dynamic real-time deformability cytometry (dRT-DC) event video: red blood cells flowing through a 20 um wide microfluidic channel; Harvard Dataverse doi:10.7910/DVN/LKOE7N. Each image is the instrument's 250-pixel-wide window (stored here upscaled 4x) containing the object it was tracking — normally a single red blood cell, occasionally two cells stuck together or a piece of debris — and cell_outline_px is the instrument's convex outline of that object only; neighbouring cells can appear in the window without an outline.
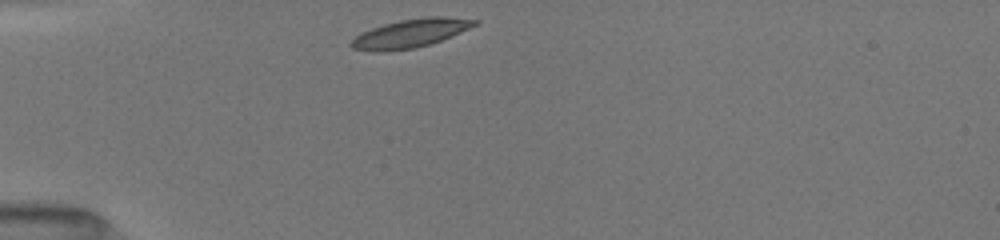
{"species": "common noctule bat (a hibernating species)", "species_latin": "Nyctalus noctula", "temperature_condition": "room temperature", "stored_images_in_passage": 38, "camera_frame_rate_fps": 3000, "um_per_image_px": 0.085, "animal": {"sex": "female", "body_mass_g": 19.5, "forearm_length_mm": 54.1}, "frame": {"image": 1, "passage_image": 1, "time_ms": 0.0, "image_size_px": [1000, 240], "cell_outline_px": [[480, 24], [440, 40], [428, 44], [412, 48], [380, 52], [372, 52], [352, 48], [348, 44], [360, 32], [384, 24], [400, 20], [428, 16], [444, 16], [480, 20]], "centroid_in_image_um": [34.88, 2.82], "position_along_channel_um": 50.1, "area_um2": 20.46}}
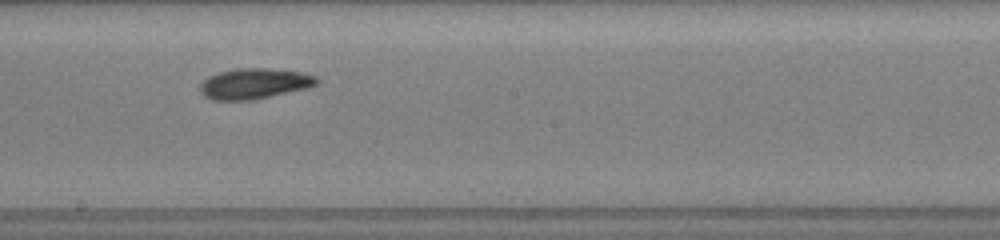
{"frame": {"image": 2, "passage_image": 16, "time_ms": 5.0, "image_size_px": [1000, 240], "cell_outline_px": [[320, 80], [316, 84], [308, 88], [252, 100], [212, 100], [204, 96], [200, 92], [200, 84], [208, 76], [220, 72], [236, 68], [268, 68], [300, 72], [316, 76]], "centroid_in_image_um": [21.61, 7.11], "position_along_channel_um": 226.6, "area_um2": 20.81}}
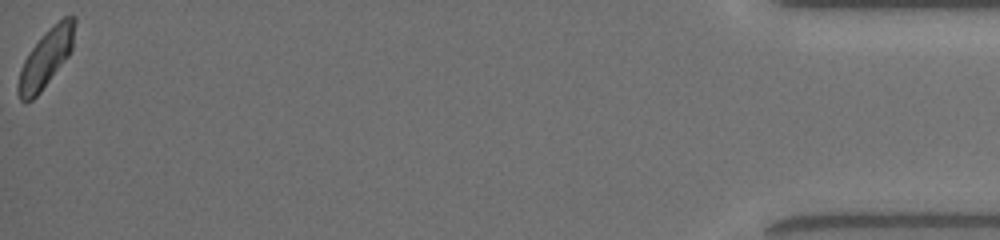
{"frame": {"image": 3, "passage_image": 38, "time_ms": 12.333, "image_size_px": [1000, 240], "cell_outline_px": [[76, 20], [72, 48], [68, 56], [40, 92], [32, 100], [24, 104], [20, 100], [16, 88], [16, 84], [20, 68], [28, 52], [44, 32], [48, 28], [64, 16], [76, 16]], "centroid_in_image_um": [3.87, 4.95], "position_along_channel_um": 431.3, "area_um2": 19.25}, "authors_computed_cell_mechanics": {"area_um2": 19.652, "velocity_mm_per_s": 3.9725, "shape_relaxation_time_tau1_ms": 2.8928, "shape_relaxation_time_tau2_ms": 5.3098, "deformation_change_tau1": 0.121, "deformation_change_tau2": 0.1134}}